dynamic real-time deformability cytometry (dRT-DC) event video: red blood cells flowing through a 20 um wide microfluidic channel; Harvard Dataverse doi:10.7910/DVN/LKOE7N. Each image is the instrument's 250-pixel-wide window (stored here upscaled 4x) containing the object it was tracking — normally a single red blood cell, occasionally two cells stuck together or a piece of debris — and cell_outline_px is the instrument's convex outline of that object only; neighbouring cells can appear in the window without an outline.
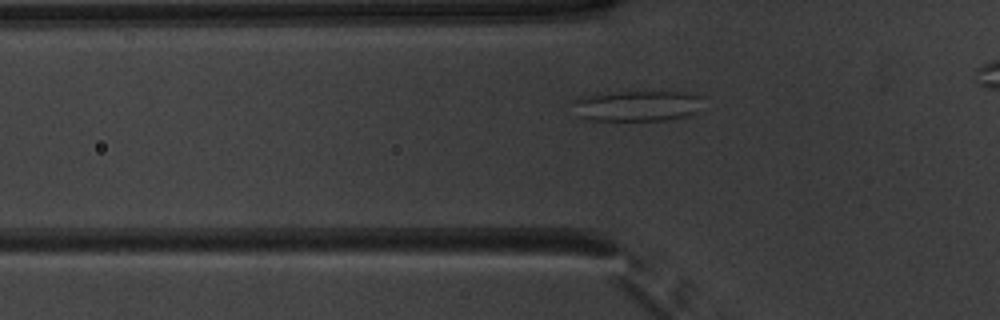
{"species": "common noctule bat (a hibernating species)", "species_latin": "Nyctalus noctula", "temperature_condition": "warm", "stored_images_in_passage": 38, "segment_of_instrument_passage": [1, 2], "camera_frame_rate_fps": 3000, "um_per_image_px": 0.085, "animal": {"sex": "male", "body_mass_g": 20.1, "forearm_length_mm": 53.5}, "frame": {"image": 1, "passage_image": 10, "time_ms": 3.0, "image_size_px": [1000, 320], "cell_outline_px": [[700, 96], [696, 112], [688, 116], [664, 120], [592, 120], [576, 116], [572, 104], [576, 100], [588, 96], [620, 92], [684, 92]], "centroid_in_image_um": [54.12, 9.01], "position_along_channel_um": 71.7, "area_um2": 22.72}}
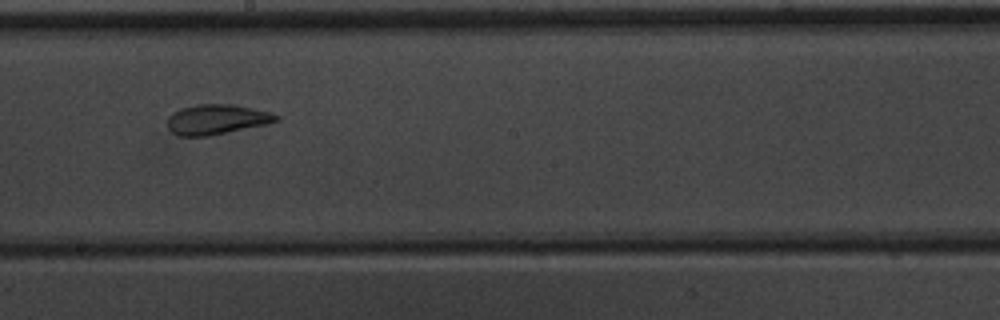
{"frame": {"image": 2, "passage_image": 22, "time_ms": 7.0, "image_size_px": [1000, 320], "cell_outline_px": [[280, 120], [268, 124], [208, 136], [180, 136], [172, 132], [168, 128], [168, 116], [172, 112], [180, 108], [196, 104], [232, 104], [272, 112], [280, 116]], "centroid_in_image_um": [18.43, 10.14], "position_along_channel_um": 229.8, "area_um2": 19.19}}
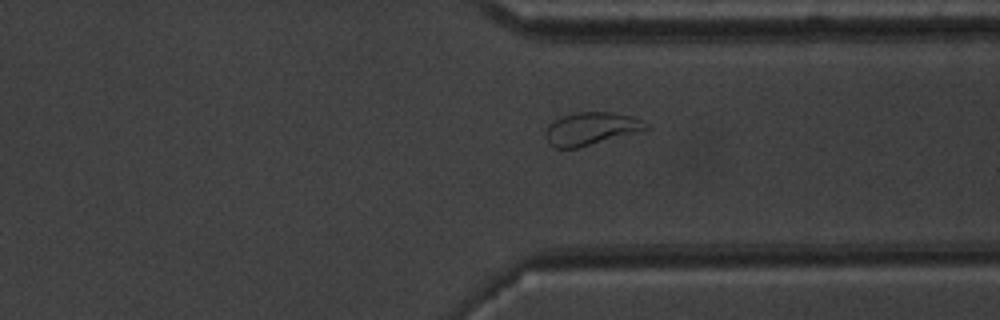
{"frame": {"image": 3, "passage_image": 32, "time_ms": 10.333, "image_size_px": [1000, 320], "cell_outline_px": [[652, 128], [580, 148], [556, 148], [544, 136], [548, 124], [564, 116], [576, 112], [612, 112], [632, 116], [644, 120], [652, 124]], "centroid_in_image_um": [50.32, 10.94], "position_along_channel_um": 361.1, "area_um2": 19.36}}